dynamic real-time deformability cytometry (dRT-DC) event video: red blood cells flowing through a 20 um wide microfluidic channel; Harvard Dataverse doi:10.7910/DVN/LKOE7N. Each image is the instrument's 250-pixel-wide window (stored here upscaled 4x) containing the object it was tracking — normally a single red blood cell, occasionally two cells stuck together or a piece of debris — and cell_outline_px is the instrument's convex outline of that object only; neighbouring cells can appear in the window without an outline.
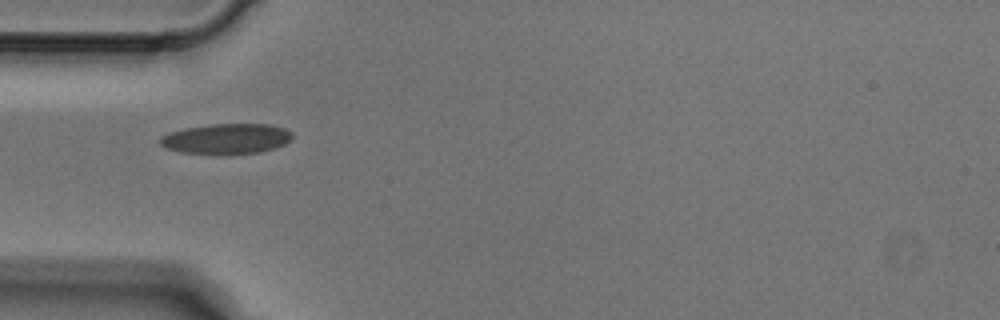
{"species": "Egyptian fruit bat (a non-hibernating species)", "species_latin": "Rousettus aegyptiacus", "temperature_condition": "cold", "stored_images_in_passage": 3, "camera_frame_rate_fps": 3000, "um_per_image_px": 0.085, "animal": {"sex": "male"}, "frame": {"image": 1, "passage_image": 1, "time_ms": 0.0, "image_size_px": [1000, 320], "cell_outline_px": [[292, 140], [276, 148], [260, 152], [228, 156], [220, 156], [180, 152], [164, 148], [160, 144], [160, 136], [168, 132], [184, 128], [208, 124], [268, 124], [284, 128], [292, 132]], "centroid_in_image_um": [19.22, 11.82], "position_along_channel_um": 65.8, "area_um2": 24.22}}
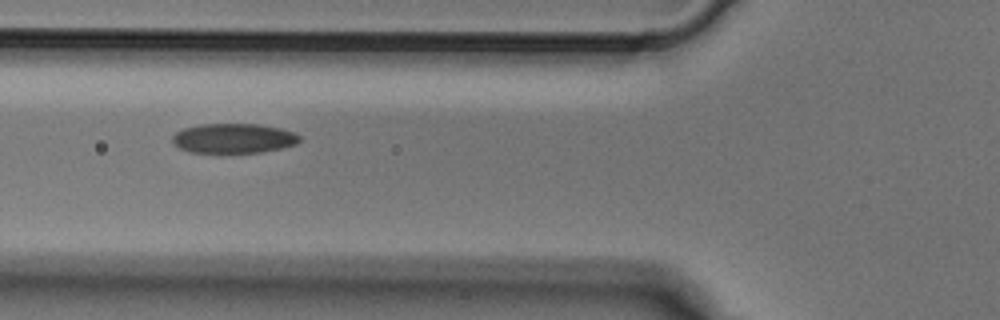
{"frame": {"image": 2, "passage_image": 2, "time_ms": 0.333, "image_size_px": [1000, 320], "cell_outline_px": [[300, 140], [296, 144], [284, 148], [264, 152], [188, 152], [172, 144], [172, 136], [176, 132], [184, 128], [200, 124], [260, 124], [280, 128], [296, 132], [300, 136]], "centroid_in_image_um": [19.87, 11.75], "position_along_channel_um": 105.9, "area_um2": 22.2}}
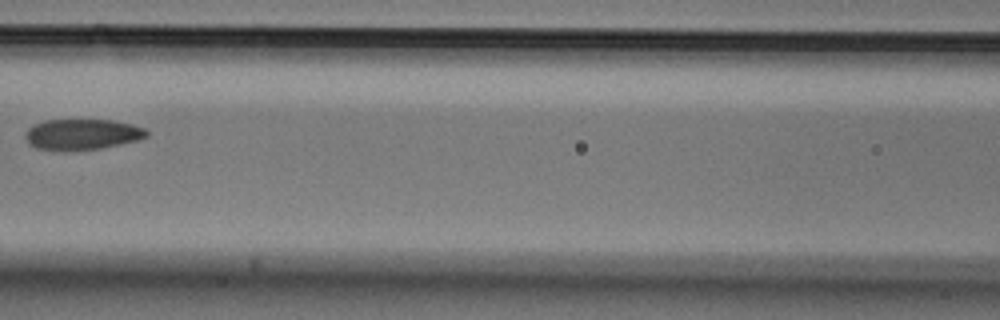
{"frame": {"image": 3, "passage_image": 3, "time_ms": 0.667, "image_size_px": [1000, 320], "cell_outline_px": [[148, 136], [136, 140], [120, 144], [100, 148], [64, 152], [36, 148], [28, 144], [24, 136], [24, 132], [32, 124], [44, 120], [112, 120], [132, 124], [144, 128], [148, 132]], "centroid_in_image_um": [6.91, 11.43], "position_along_channel_um": 159.7, "area_um2": 22.08}}